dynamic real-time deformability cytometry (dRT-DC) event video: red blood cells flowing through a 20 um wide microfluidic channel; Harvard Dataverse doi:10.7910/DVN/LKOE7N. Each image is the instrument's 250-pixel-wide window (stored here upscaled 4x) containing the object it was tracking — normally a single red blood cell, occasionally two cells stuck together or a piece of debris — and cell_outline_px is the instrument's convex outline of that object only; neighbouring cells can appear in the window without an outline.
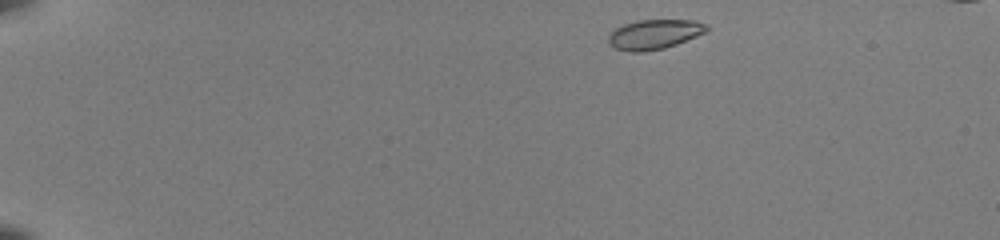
{"species": "common noctule bat (a hibernating species)", "species_latin": "Nyctalus noctula", "temperature_condition": "room temperature", "stored_images_in_passage": 44, "camera_frame_rate_fps": 3000, "um_per_image_px": 0.085, "animal": {"sex": "female", "body_mass_g": 22.0, "forearm_length_mm": 56.7}, "frame": {"image": 1, "passage_image": 1, "time_ms": 0.0, "image_size_px": [1000, 240], "cell_outline_px": [[708, 28], [704, 32], [696, 36], [676, 44], [664, 48], [644, 52], [628, 52], [616, 48], [608, 44], [608, 36], [616, 28], [624, 24], [636, 20], [696, 20], [708, 24]], "centroid_in_image_um": [55.6, 2.92], "position_along_channel_um": 29.4, "area_um2": 16.99}}
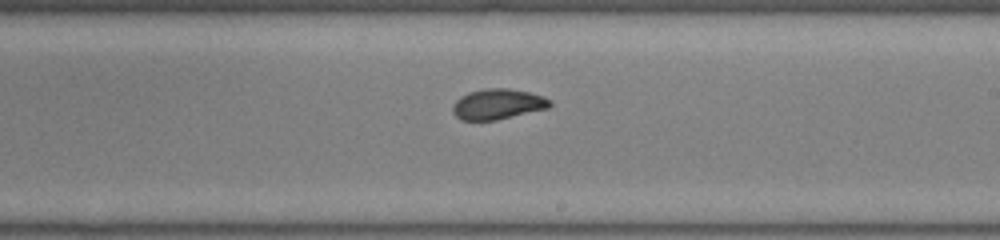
{"frame": {"image": 2, "passage_image": 25, "time_ms": 8.0, "image_size_px": [1000, 240], "cell_outline_px": [[552, 104], [548, 108], [496, 120], [460, 120], [452, 112], [452, 104], [460, 96], [468, 92], [484, 88], [508, 88], [528, 92], [544, 96], [552, 100]], "centroid_in_image_um": [42.29, 8.84], "position_along_channel_um": 246.7, "area_um2": 17.4}}
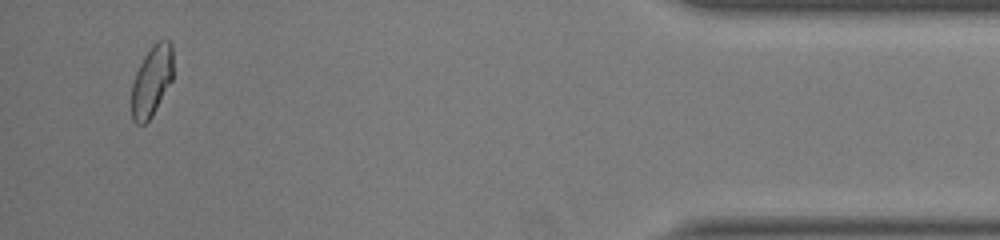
{"frame": {"image": 3, "passage_image": 42, "time_ms": 13.667, "image_size_px": [1000, 240], "cell_outline_px": [[172, 80], [152, 116], [144, 124], [136, 124], [132, 120], [132, 84], [136, 72], [144, 56], [152, 44], [156, 40], [168, 40], [172, 44]], "centroid_in_image_um": [12.89, 6.87], "position_along_channel_um": 422.3, "area_um2": 17.05}, "authors_computed_cell_mechanics": {"area_um2": 17.3689, "velocity_mm_per_s": 4.0295, "shape_relaxation_time_tau1_ms": 7.6601, "shape_relaxation_time_tau2_ms": 0.9296, "deformation_change_tau1": 0.2119, "deformation_change_tau2": 0.0549}}